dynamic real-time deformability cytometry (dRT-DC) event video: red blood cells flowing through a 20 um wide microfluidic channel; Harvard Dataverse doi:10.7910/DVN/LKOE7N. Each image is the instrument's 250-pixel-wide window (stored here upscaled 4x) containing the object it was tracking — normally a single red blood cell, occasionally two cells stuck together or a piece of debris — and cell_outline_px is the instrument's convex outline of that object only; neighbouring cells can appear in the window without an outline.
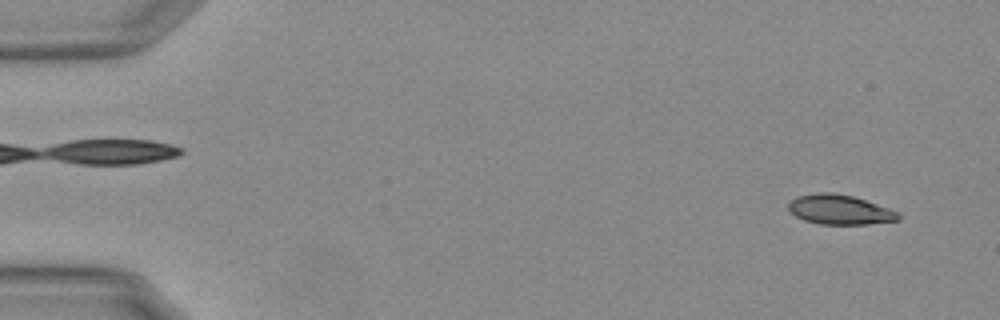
{"species": "Egyptian fruit bat (a non-hibernating species)", "species_latin": "Rousettus aegyptiacus", "temperature_condition": "warm", "stored_images_in_passage": 54, "camera_frame_rate_fps": 3000, "um_per_image_px": 0.085, "animal": {"sex": "female"}, "frame": {"image": 1, "passage_image": 3, "time_ms": 0.667, "image_size_px": [1000, 320], "cell_outline_px": [[900, 220], [868, 224], [820, 224], [804, 220], [788, 212], [788, 204], [796, 196], [816, 192], [832, 192], [852, 196], [888, 208], [896, 212], [900, 216]], "centroid_in_image_um": [71.32, 17.82], "position_along_channel_um": 13.7, "area_um2": 18.96}}
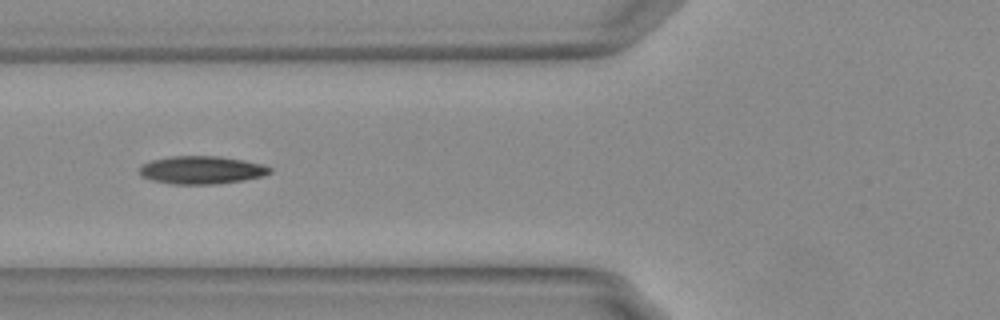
{"frame": {"image": 2, "passage_image": 21, "time_ms": 6.667, "image_size_px": [1000, 320], "cell_outline_px": [[272, 172], [264, 176], [244, 180], [216, 184], [172, 184], [152, 180], [140, 176], [140, 168], [144, 164], [152, 160], [172, 156], [220, 156], [244, 160], [260, 164], [272, 168]], "centroid_in_image_um": [17.16, 14.45], "position_along_channel_um": 108.6, "area_um2": 21.21}}
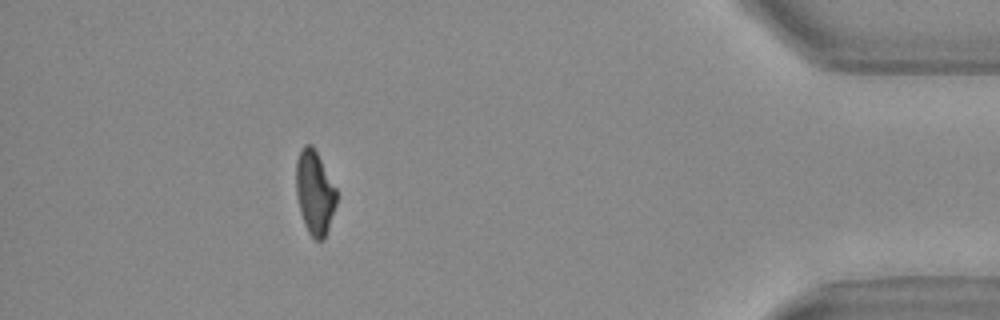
{"frame": {"image": 3, "passage_image": 49, "time_ms": 16.0, "image_size_px": [1000, 320], "cell_outline_px": [[336, 204], [324, 240], [316, 240], [308, 232], [304, 224], [300, 212], [296, 196], [296, 160], [304, 144], [312, 144], [336, 188]], "centroid_in_image_um": [26.73, 16.37], "position_along_channel_um": 408.5, "area_um2": 19.65}, "authors_computed_cell_mechanics": {"area_um2": 20.4901, "velocity_mm_per_s": 3.7542, "shape_relaxation_time_tau1_ms": 7.6976, "shape_relaxation_time_tau2_ms": 4.43, "deformation_change_tau1": 0.1967, "deformation_change_tau2": 0.1219}}